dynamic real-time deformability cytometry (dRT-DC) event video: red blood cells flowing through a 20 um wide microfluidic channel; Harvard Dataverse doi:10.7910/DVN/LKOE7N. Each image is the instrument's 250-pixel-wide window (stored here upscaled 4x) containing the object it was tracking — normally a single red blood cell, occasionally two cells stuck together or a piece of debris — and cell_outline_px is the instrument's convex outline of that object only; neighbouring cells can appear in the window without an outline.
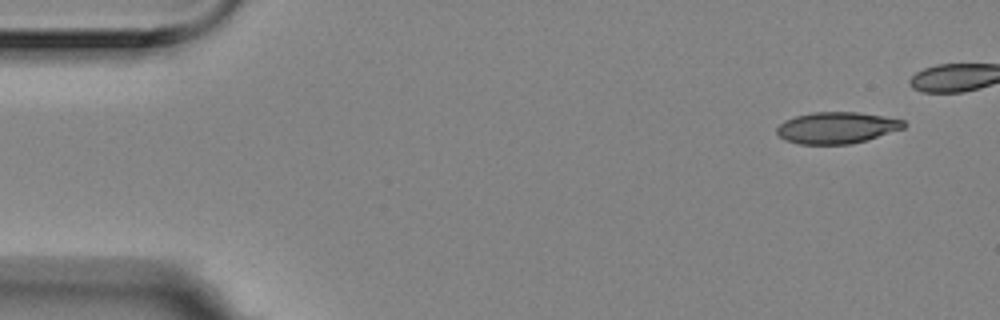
{"species": "Egyptian fruit bat (a non-hibernating species)", "species_latin": "Rousettus aegyptiacus", "temperature_condition": "room temperature", "stored_images_in_passage": 9, "camera_frame_rate_fps": 3000, "um_per_image_px": 0.085, "animal": {"sex": "female"}, "frame": {"image": 1, "passage_image": 1, "time_ms": 0.0, "image_size_px": [1000, 320], "cell_outline_px": [[904, 128], [864, 140], [848, 144], [800, 144], [784, 140], [776, 132], [776, 128], [784, 120], [796, 116], [812, 112], [856, 112], [884, 116], [904, 120]], "centroid_in_image_um": [71.08, 10.85], "position_along_channel_um": 13.9, "area_um2": 23.06}}
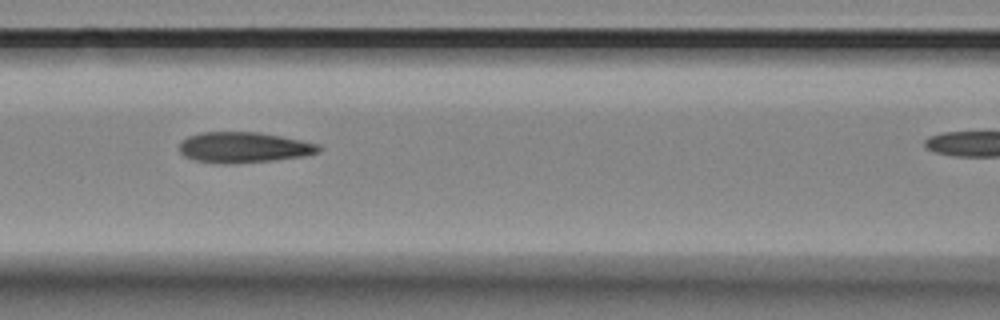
{"frame": {"image": 2, "passage_image": 7, "time_ms": 2.0, "image_size_px": [1000, 320], "cell_outline_px": [[320, 152], [304, 156], [276, 160], [232, 164], [224, 164], [196, 160], [184, 156], [180, 152], [180, 144], [188, 136], [200, 132], [260, 132], [320, 144]], "centroid_in_image_um": [20.74, 12.53], "position_along_channel_um": 145.9, "area_um2": 24.91}}
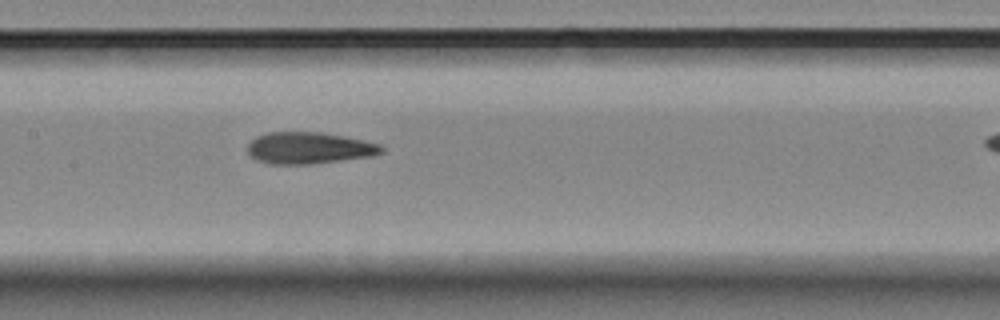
{"frame": {"image": 3, "passage_image": 8, "time_ms": 2.333, "image_size_px": [1000, 320], "cell_outline_px": [[384, 152], [372, 156], [308, 164], [272, 164], [256, 160], [248, 152], [248, 144], [256, 136], [268, 132], [324, 132], [344, 136], [380, 144], [384, 148]], "centroid_in_image_um": [26.27, 12.57], "position_along_channel_um": 181.1, "area_um2": 24.62}}